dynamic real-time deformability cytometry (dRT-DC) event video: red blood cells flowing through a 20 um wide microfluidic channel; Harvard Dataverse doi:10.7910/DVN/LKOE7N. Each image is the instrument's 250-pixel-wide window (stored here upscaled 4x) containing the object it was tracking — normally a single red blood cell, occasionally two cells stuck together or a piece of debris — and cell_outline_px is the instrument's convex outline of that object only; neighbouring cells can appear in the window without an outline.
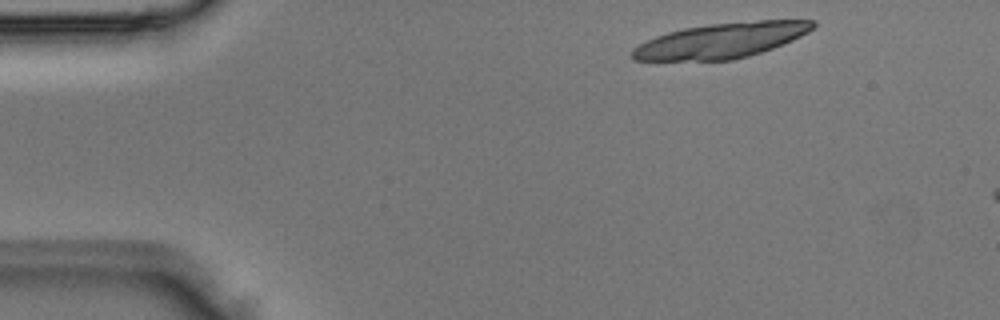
{"species": "Egyptian fruit bat (a non-hibernating species)", "species_latin": "Rousettus aegyptiacus", "temperature_condition": "room temperature", "stored_images_in_passage": 3, "camera_frame_rate_fps": 3000, "um_per_image_px": 0.085, "animal": {"sex": "male"}, "frame": {"image": 1, "passage_image": 1, "time_ms": 0.0, "image_size_px": [1000, 320], "cell_outline_px": [[816, 24], [808, 32], [792, 40], [772, 48], [748, 56], [732, 60], [632, 60], [628, 56], [632, 48], [656, 36], [668, 32], [684, 28], [708, 24], [756, 20], [816, 20]], "centroid_in_image_um": [61.28, 3.44], "position_along_channel_um": 23.7, "area_um2": 36.88}}